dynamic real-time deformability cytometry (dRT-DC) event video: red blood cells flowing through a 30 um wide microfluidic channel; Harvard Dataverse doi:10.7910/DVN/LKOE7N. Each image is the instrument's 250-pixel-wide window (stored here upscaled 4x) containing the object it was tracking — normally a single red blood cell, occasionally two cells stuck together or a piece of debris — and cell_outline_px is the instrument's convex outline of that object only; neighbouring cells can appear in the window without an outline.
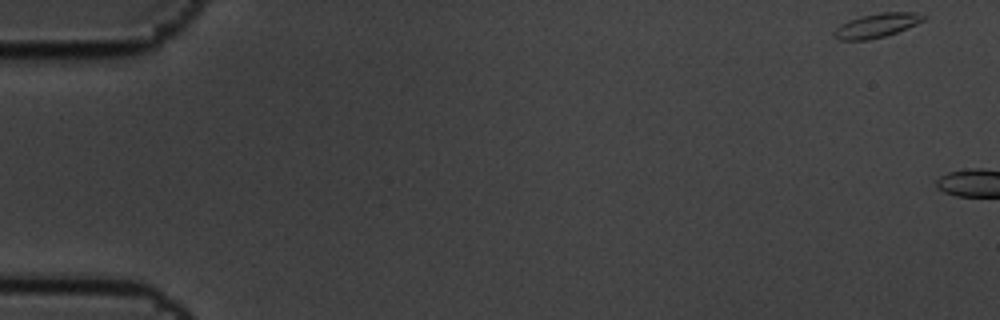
{"species": "common noctule bat (a hibernating species)", "species_latin": "Nyctalus noctula", "temperature_condition": "cold", "stored_images_in_passage": 2, "camera_frame_rate_fps": 3000, "um_per_image_px": 0.085, "animal": {"sex": "male", "body_mass_g": 19.5, "forearm_length_mm": 54.6}, "frame": {"image": 1, "passage_image": 1, "time_ms": 0.0, "image_size_px": [1000, 320], "cell_outline_px": [[928, 16], [924, 20], [916, 24], [896, 32], [884, 36], [868, 40], [840, 40], [832, 36], [832, 32], [840, 24], [848, 20], [860, 16], [880, 12], [920, 12]], "centroid_in_image_um": [74.51, 2.15], "position_along_channel_um": 10.5, "area_um2": 12.72}}